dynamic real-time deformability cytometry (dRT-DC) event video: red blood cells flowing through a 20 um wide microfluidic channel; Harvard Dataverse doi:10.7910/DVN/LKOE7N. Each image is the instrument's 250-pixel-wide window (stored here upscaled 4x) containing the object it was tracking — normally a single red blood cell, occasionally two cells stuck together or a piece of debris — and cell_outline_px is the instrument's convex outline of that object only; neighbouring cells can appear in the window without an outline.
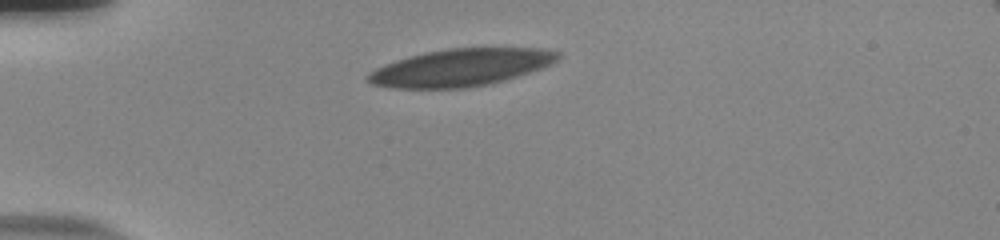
{"species": "human", "species_latin": "Homo sapiens", "temperature_condition": "room temperature", "stored_images_in_passage": 42, "camera_frame_rate_fps": 3000, "um_per_image_px": 0.085, "donor": {"sex": "male"}, "frame": {"image": 1, "passage_image": 1, "time_ms": 0.0, "image_size_px": [1000, 240], "cell_outline_px": [[560, 56], [552, 64], [504, 80], [488, 84], [464, 88], [392, 88], [372, 84], [364, 80], [364, 76], [368, 72], [384, 64], [408, 56], [424, 52], [448, 48], [544, 48], [560, 52]], "centroid_in_image_um": [39.1, 5.73], "position_along_channel_um": 45.9, "area_um2": 41.38}}
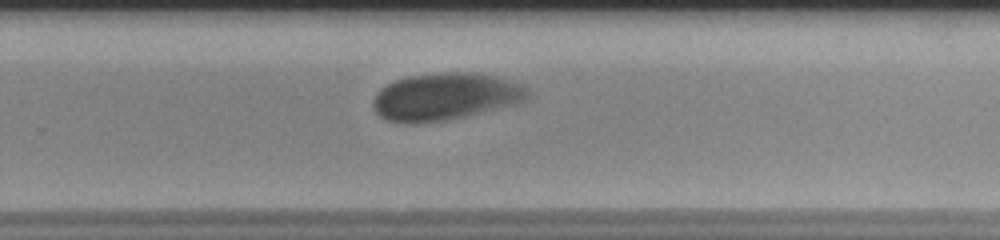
{"frame": {"image": 2, "passage_image": 24, "time_ms": 7.667, "image_size_px": [1000, 240], "cell_outline_px": [[528, 96], [524, 100], [516, 104], [464, 116], [444, 120], [416, 124], [408, 124], [384, 120], [372, 108], [372, 100], [376, 92], [380, 88], [396, 80], [408, 76], [448, 72], [476, 72], [496, 76], [520, 84], [528, 92]], "centroid_in_image_um": [37.78, 8.22], "position_along_channel_um": 292.0, "area_um2": 42.54}}
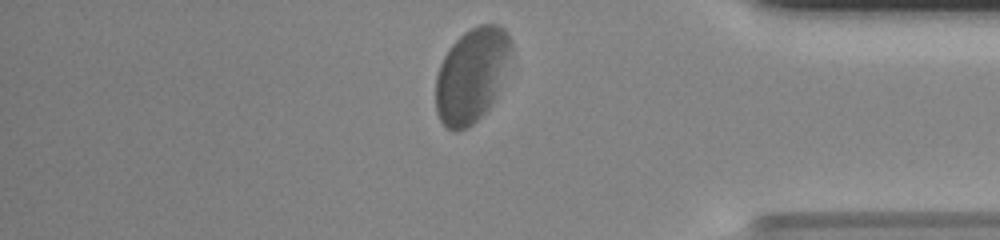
{"frame": {"image": 3, "passage_image": 34, "time_ms": 11.0, "image_size_px": [1000, 240], "cell_outline_px": [[512, 48], [492, 104], [468, 128], [456, 132], [448, 128], [440, 120], [436, 112], [436, 76], [440, 64], [444, 56], [452, 44], [464, 32], [480, 24], [496, 24], [504, 28], [512, 44]], "centroid_in_image_um": [40.05, 6.39], "position_along_channel_um": 395.1, "area_um2": 40.86}, "authors_computed_cell_mechanics": {"area_um2": 42.7431, "velocity_mm_per_s": 3.6216, "shape_relaxation_time_tau1_ms": 4.1249, "shape_relaxation_time_tau2_ms": null, "deformation_change_tau1": 0.1353, "deformation_change_tau2": null}}